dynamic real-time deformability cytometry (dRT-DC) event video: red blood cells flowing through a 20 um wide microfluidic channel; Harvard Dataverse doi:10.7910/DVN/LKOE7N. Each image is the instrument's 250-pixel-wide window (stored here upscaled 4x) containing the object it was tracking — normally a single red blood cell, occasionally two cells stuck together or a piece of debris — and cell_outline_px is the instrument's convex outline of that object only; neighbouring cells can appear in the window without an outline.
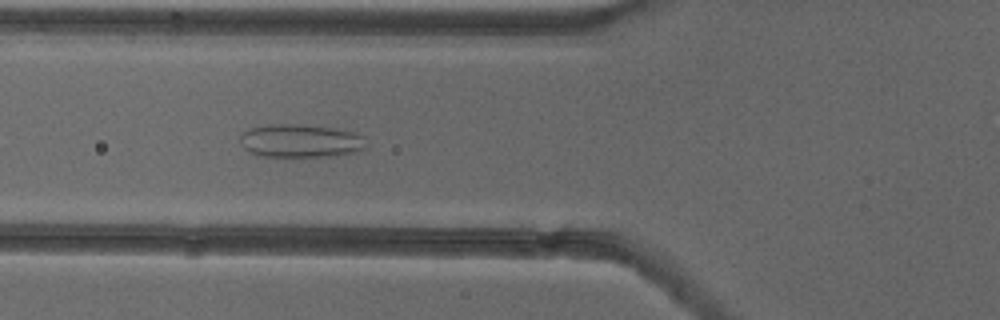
{"species": "common noctule bat (a hibernating species)", "species_latin": "Nyctalus noctula", "temperature_condition": "cold", "stored_images_in_passage": 49, "camera_frame_rate_fps": 3000, "um_per_image_px": 0.085, "animal": {"sex": "female"}, "frame": {"image": 1, "passage_image": 20, "time_ms": 6.333, "image_size_px": [1000, 320], "cell_outline_px": [[368, 148], [356, 152], [336, 156], [256, 156], [244, 148], [240, 144], [240, 136], [248, 128], [268, 124], [296, 124], [336, 128], [352, 132], [364, 136]], "centroid_in_image_um": [25.56, 11.97], "position_along_channel_um": 100.2, "area_um2": 24.74}}
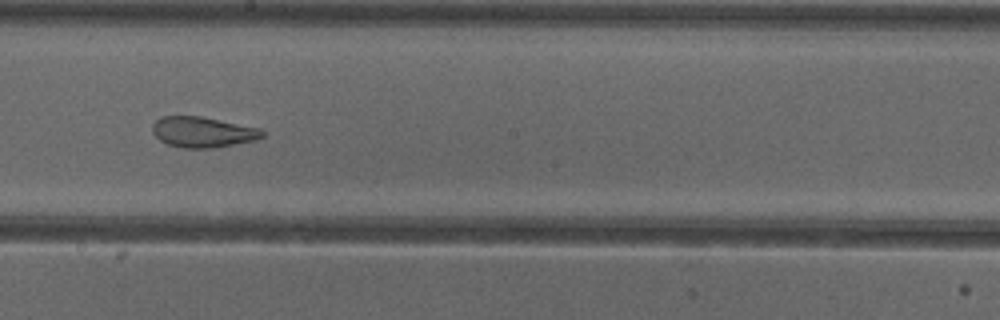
{"frame": {"image": 2, "passage_image": 30, "time_ms": 9.667, "image_size_px": [1000, 320], "cell_outline_px": [[264, 136], [256, 140], [216, 148], [184, 148], [168, 144], [160, 140], [152, 132], [152, 124], [160, 116], [200, 116], [260, 128], [264, 132]], "centroid_in_image_um": [17.23, 11.23], "position_along_channel_um": 231.0, "area_um2": 19.65}}
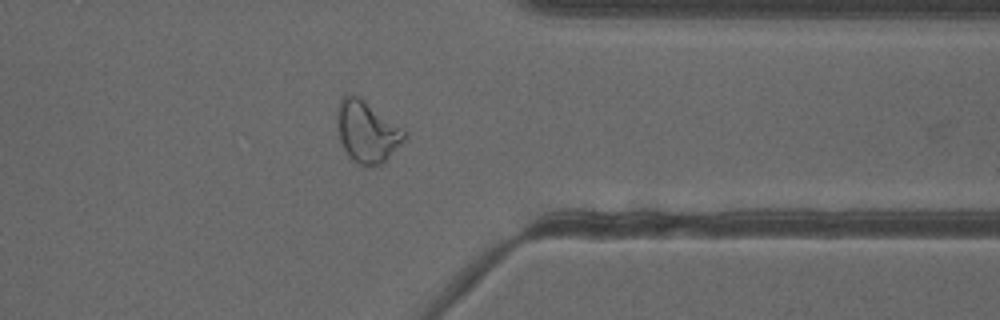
{"frame": {"image": 3, "passage_image": 42, "time_ms": 13.667, "image_size_px": [1000, 320], "cell_outline_px": [[408, 136], [380, 164], [372, 168], [360, 164], [352, 160], [348, 156], [340, 140], [336, 128], [336, 112], [340, 100], [344, 96], [356, 96], [364, 100], [404, 128], [408, 132]], "centroid_in_image_um": [31.18, 11.2], "position_along_channel_um": 380.2, "area_um2": 24.1}}